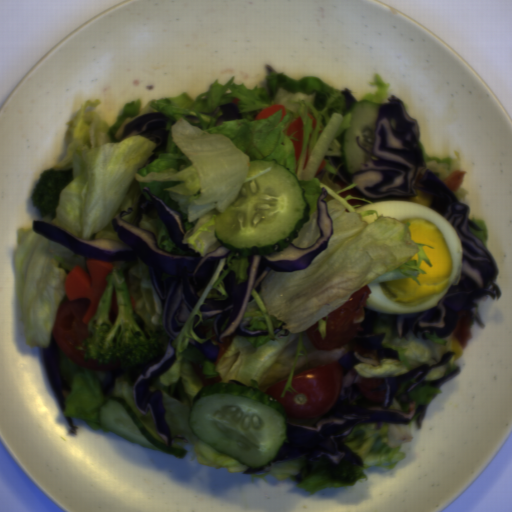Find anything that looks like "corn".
<instances>
[{
    "label": "corn",
    "instance_id": "obj_2",
    "mask_svg": "<svg viewBox=\"0 0 512 512\" xmlns=\"http://www.w3.org/2000/svg\"><path fill=\"white\" fill-rule=\"evenodd\" d=\"M448 346H449V349L451 351H453L455 354L452 359L454 361H458V359H460L461 356L463 355L464 349L461 346V344L459 343V341L457 340L454 332L450 336V339L448 341Z\"/></svg>",
    "mask_w": 512,
    "mask_h": 512
},
{
    "label": "corn",
    "instance_id": "obj_1",
    "mask_svg": "<svg viewBox=\"0 0 512 512\" xmlns=\"http://www.w3.org/2000/svg\"><path fill=\"white\" fill-rule=\"evenodd\" d=\"M408 202L421 204L430 208L432 207L433 204V198L431 194L424 192L422 190H418L416 191V196L414 198H411Z\"/></svg>",
    "mask_w": 512,
    "mask_h": 512
}]
</instances>
